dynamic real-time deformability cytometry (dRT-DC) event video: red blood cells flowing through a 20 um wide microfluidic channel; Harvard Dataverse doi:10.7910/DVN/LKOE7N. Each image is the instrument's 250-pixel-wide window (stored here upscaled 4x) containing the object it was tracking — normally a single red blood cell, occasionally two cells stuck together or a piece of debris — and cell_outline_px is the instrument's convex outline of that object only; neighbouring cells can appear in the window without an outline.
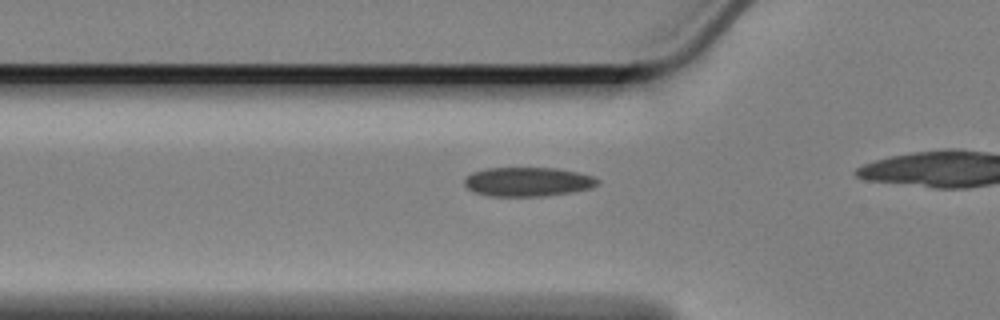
{"species": "Egyptian fruit bat (a non-hibernating species)", "species_latin": "Rousettus aegyptiacus", "temperature_condition": "cold", "stored_images_in_passage": 12, "camera_frame_rate_fps": 3000, "um_per_image_px": 0.085, "animal": {"sex": "female"}, "frame": {"image": 1, "passage_image": 6, "time_ms": 1.667, "image_size_px": [1000, 320], "cell_outline_px": [[600, 184], [592, 188], [544, 196], [492, 196], [476, 192], [468, 188], [464, 184], [464, 176], [472, 172], [484, 168], [556, 168], [596, 176], [600, 180]], "centroid_in_image_um": [44.88, 15.44], "position_along_channel_um": 80.9, "area_um2": 22.72}}
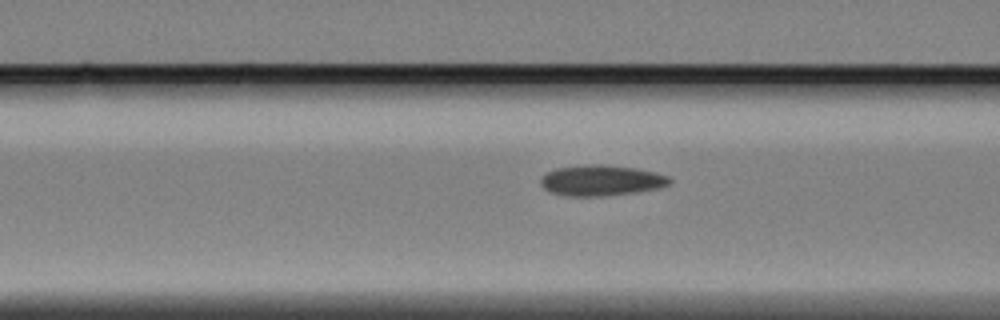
{"frame": {"image": 2, "passage_image": 9, "time_ms": 2.667, "image_size_px": [1000, 320], "cell_outline_px": [[672, 184], [660, 188], [636, 192], [600, 196], [568, 196], [552, 192], [544, 188], [540, 184], [540, 180], [548, 172], [556, 168], [592, 164], [600, 164], [636, 168], [656, 172], [668, 176], [672, 180]], "centroid_in_image_um": [51.16, 15.33], "position_along_channel_um": 115.4, "area_um2": 23.0}}